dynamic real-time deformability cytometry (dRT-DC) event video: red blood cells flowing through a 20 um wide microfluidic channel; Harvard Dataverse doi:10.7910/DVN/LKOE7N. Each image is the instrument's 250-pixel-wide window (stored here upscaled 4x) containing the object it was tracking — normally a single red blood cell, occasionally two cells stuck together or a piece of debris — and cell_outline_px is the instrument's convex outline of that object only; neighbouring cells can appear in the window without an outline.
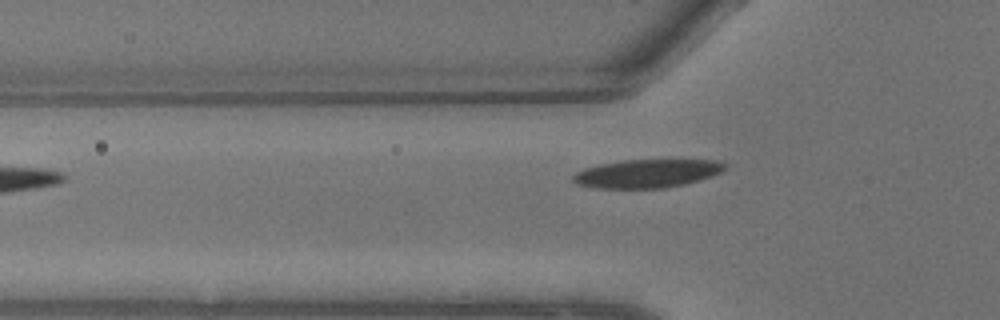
{"species": "common noctule bat (a hibernating species)", "species_latin": "Nyctalus noctula", "temperature_condition": "warm", "stored_images_in_passage": 8, "camera_frame_rate_fps": 3000, "um_per_image_px": 0.085, "animal": {"sex": "male", "body_mass_g": 13.3}, "frame": {"image": 1, "passage_image": 8, "time_ms": 2.333, "image_size_px": [1000, 320], "cell_outline_px": [[728, 168], [712, 176], [684, 184], [664, 188], [596, 188], [576, 184], [572, 180], [572, 176], [576, 172], [584, 168], [600, 164], [624, 160], [724, 160], [728, 164]], "centroid_in_image_um": [55.03, 14.74], "position_along_channel_um": 70.8, "area_um2": 25.26}}